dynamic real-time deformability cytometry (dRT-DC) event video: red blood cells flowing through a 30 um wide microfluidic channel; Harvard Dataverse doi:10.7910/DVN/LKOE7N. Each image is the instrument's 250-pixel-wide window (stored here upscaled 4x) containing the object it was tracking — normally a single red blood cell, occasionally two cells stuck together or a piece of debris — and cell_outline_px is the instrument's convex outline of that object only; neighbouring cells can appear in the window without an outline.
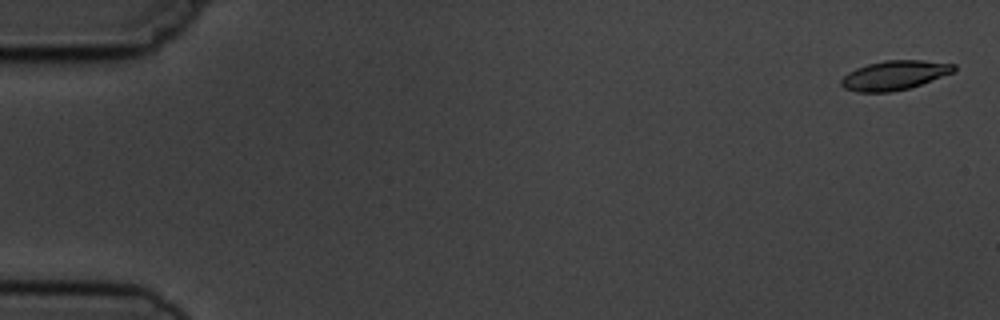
{"species": "common noctule bat (a hibernating species)", "species_latin": "Nyctalus noctula", "temperature_condition": "cold", "stored_images_in_passage": 9, "camera_frame_rate_fps": 3000, "um_per_image_px": 0.085, "animal": {"sex": "male", "body_mass_g": 19.5, "forearm_length_mm": 54.6}, "frame": {"image": 1, "passage_image": 1, "time_ms": 0.0, "image_size_px": [1000, 320], "cell_outline_px": [[956, 72], [908, 88], [892, 92], [856, 92], [844, 88], [840, 84], [840, 80], [848, 72], [856, 68], [868, 64], [884, 60], [924, 60], [956, 64]], "centroid_in_image_um": [76.04, 6.39], "position_along_channel_um": 9.0, "area_um2": 19.36}}
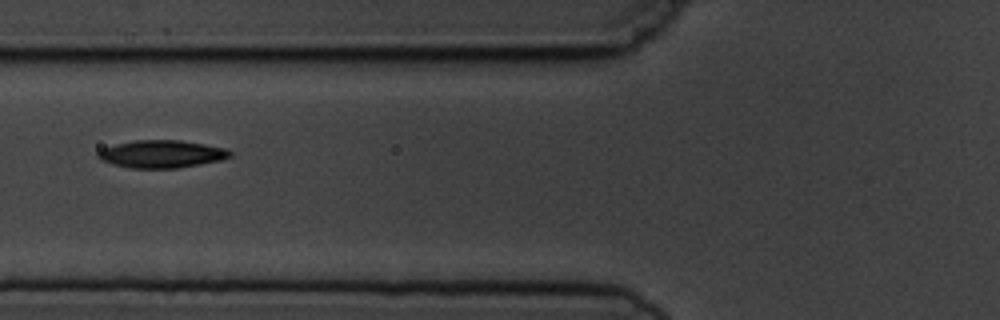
{"frame": {"image": 2, "passage_image": 6, "time_ms": 6.667, "image_size_px": [1000, 320], "cell_outline_px": [[232, 156], [220, 160], [200, 164], [176, 168], [132, 168], [112, 164], [100, 160], [96, 156], [96, 152], [100, 148], [116, 144], [136, 140], [180, 140], [204, 144], [224, 148], [232, 152]], "centroid_in_image_um": [13.68, 13.09], "position_along_channel_um": 112.1, "area_um2": 21.27}}
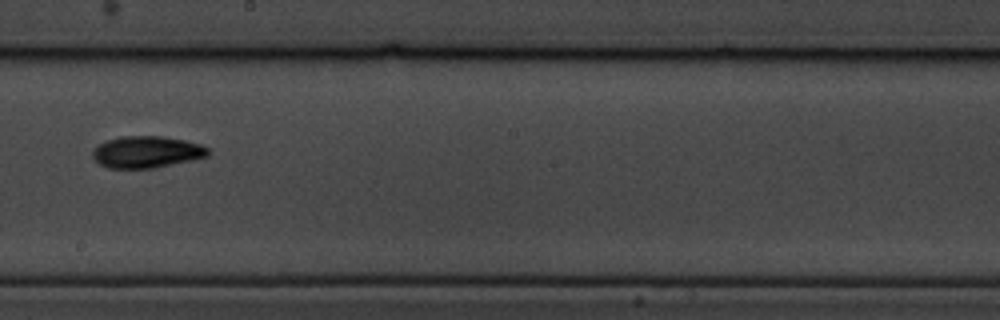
{"frame": {"image": 3, "passage_image": 9, "time_ms": 10.0, "image_size_px": [1000, 320], "cell_outline_px": [[208, 156], [192, 160], [152, 168], [108, 168], [100, 164], [92, 156], [92, 152], [100, 144], [108, 140], [120, 136], [160, 136], [184, 140], [200, 144], [208, 148]], "centroid_in_image_um": [12.47, 12.92], "position_along_channel_um": 235.7, "area_um2": 21.1}}